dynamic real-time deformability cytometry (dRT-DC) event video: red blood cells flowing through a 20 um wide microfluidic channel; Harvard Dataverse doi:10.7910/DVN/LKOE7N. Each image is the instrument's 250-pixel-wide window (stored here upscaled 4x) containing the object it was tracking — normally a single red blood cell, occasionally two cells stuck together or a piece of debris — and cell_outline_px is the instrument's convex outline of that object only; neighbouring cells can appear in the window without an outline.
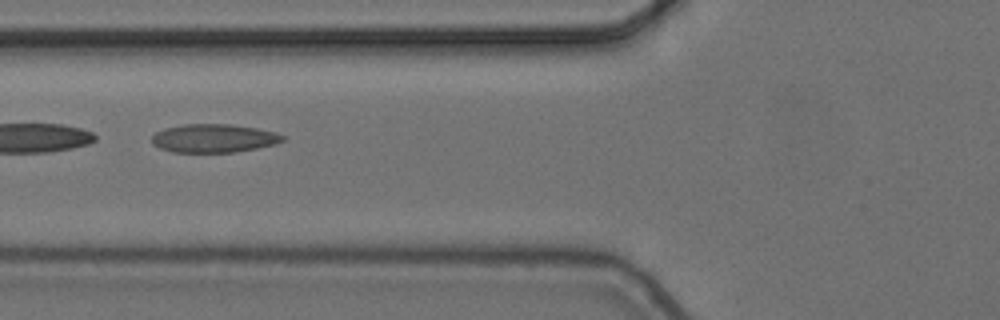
{"species": "common noctule bat (a hibernating species)", "species_latin": "Nyctalus noctula", "temperature_condition": "cold", "stored_images_in_passage": 8, "camera_frame_rate_fps": 3000, "um_per_image_px": 0.085, "animal": {"sex": "female", "body_mass_g": 24.6, "forearm_length_mm": 56.2}, "frame": {"image": 1, "passage_image": 6, "time_ms": 1.667, "image_size_px": [1000, 320], "cell_outline_px": [[284, 140], [276, 144], [236, 152], [172, 152], [160, 148], [152, 144], [152, 136], [156, 132], [164, 128], [184, 124], [232, 124], [256, 128], [276, 132], [284, 136]], "centroid_in_image_um": [18.17, 11.75], "position_along_channel_um": 107.6, "area_um2": 21.73}}
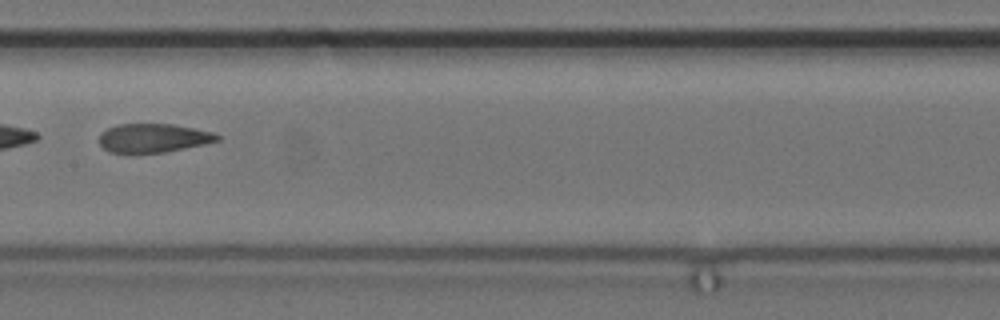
{"frame": {"image": 2, "passage_image": 8, "time_ms": 2.333, "image_size_px": [1000, 320], "cell_outline_px": [[220, 140], [204, 144], [164, 152], [108, 152], [100, 144], [100, 132], [116, 124], [172, 124], [212, 132], [220, 136]], "centroid_in_image_um": [13.01, 11.72], "position_along_channel_um": 194.4, "area_um2": 19.54}}